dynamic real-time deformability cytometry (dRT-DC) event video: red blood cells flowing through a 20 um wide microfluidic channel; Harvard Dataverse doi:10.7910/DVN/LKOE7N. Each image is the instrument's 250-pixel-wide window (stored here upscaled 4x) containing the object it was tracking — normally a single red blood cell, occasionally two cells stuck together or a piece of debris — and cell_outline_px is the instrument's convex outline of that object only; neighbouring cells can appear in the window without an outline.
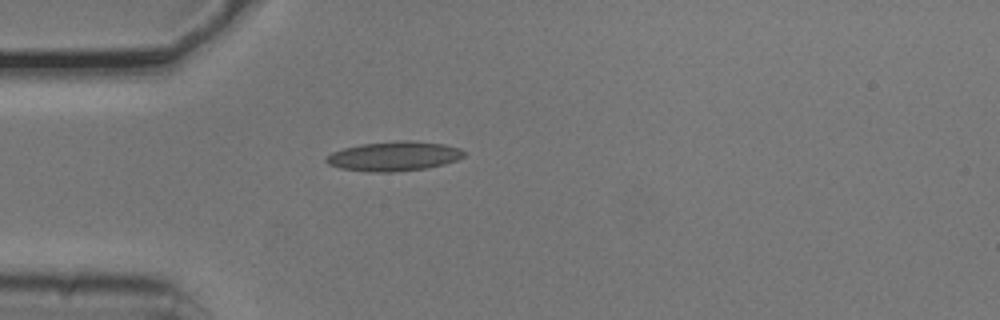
{"species": "common noctule bat (a hibernating species)", "species_latin": "Nyctalus noctula", "temperature_condition": "cold", "stored_images_in_passage": 2, "camera_frame_rate_fps": 3000, "um_per_image_px": 0.085, "animal": {"sex": "male", "body_mass_g": 20.5, "forearm_length_mm": 52.5}, "frame": {"image": 1, "passage_image": 2, "time_ms": 0.333, "image_size_px": [1000, 320], "cell_outline_px": [[468, 152], [464, 156], [456, 160], [444, 164], [428, 168], [392, 172], [376, 172], [340, 168], [328, 164], [324, 160], [324, 156], [332, 152], [344, 148], [360, 144], [396, 140], [412, 140], [444, 144], [460, 148]], "centroid_in_image_um": [33.5, 13.26], "position_along_channel_um": 51.5, "area_um2": 23.93}}